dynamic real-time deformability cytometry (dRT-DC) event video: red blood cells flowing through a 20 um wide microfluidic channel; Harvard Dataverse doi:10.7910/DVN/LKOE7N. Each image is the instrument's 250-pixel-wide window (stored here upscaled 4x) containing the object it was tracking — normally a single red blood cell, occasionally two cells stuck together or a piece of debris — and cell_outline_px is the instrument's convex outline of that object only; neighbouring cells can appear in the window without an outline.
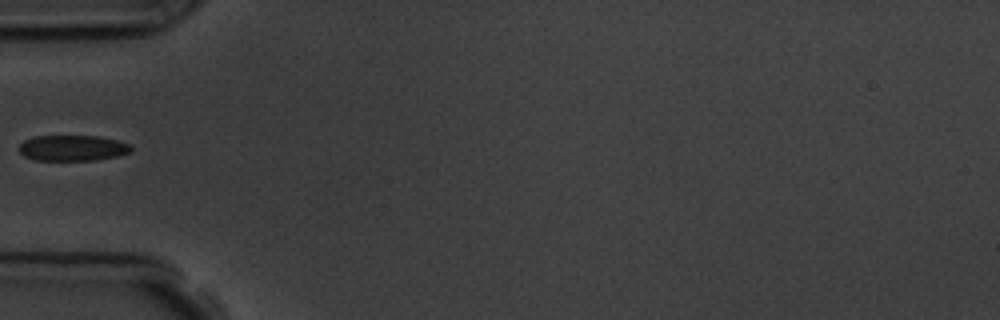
{"species": "common noctule bat (a hibernating species)", "species_latin": "Nyctalus noctula", "temperature_condition": "room temperature", "stored_images_in_passage": 5, "camera_frame_rate_fps": 3000, "um_per_image_px": 0.085, "animal": {"sex": "male", "body_mass_g": 19.5, "forearm_length_mm": 54.6}, "frame": {"image": 1, "passage_image": 4, "time_ms": 4.333, "image_size_px": [1000, 320], "cell_outline_px": [[132, 148], [128, 152], [116, 156], [96, 160], [36, 160], [24, 156], [16, 148], [24, 140], [36, 136], [100, 136], [116, 140], [128, 144]], "centroid_in_image_um": [6.11, 12.58], "position_along_channel_um": 78.9, "area_um2": 16.7}}